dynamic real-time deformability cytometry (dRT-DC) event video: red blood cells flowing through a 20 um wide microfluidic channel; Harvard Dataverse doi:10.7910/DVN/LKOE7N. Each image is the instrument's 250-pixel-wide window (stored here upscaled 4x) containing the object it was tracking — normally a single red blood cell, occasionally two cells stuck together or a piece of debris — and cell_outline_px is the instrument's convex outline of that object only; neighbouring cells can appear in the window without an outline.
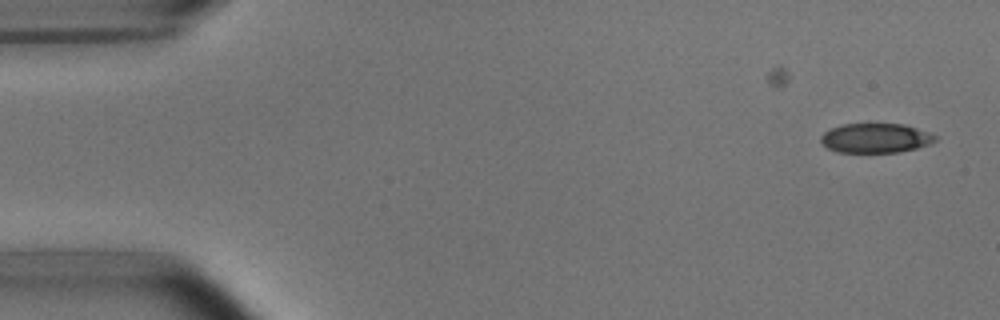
{"species": "common noctule bat (a hibernating species)", "species_latin": "Nyctalus noctula", "temperature_condition": "room temperature", "stored_images_in_passage": 51, "camera_frame_rate_fps": 3000, "um_per_image_px": 0.085, "animal": {"sex": "male", "body_mass_g": 15.6}, "frame": {"image": 1, "passage_image": 1, "time_ms": 0.0, "image_size_px": [1000, 320], "cell_outline_px": [[936, 140], [928, 144], [916, 148], [896, 152], [836, 152], [828, 148], [820, 140], [820, 136], [824, 132], [840, 124], [904, 124], [916, 128], [936, 136]], "centroid_in_image_um": [74.38, 11.73], "position_along_channel_um": 10.6, "area_um2": 19.42}}
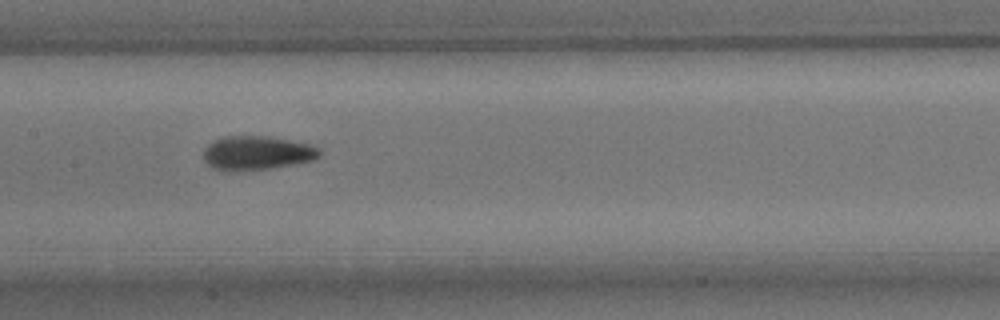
{"frame": {"image": 2, "passage_image": 24, "time_ms": 7.667, "image_size_px": [1000, 320], "cell_outline_px": [[324, 152], [320, 156], [312, 160], [272, 168], [244, 172], [224, 172], [212, 168], [204, 160], [204, 148], [212, 140], [220, 136], [268, 136], [312, 144], [320, 148]], "centroid_in_image_um": [21.82, 13.01], "position_along_channel_um": 185.6, "area_um2": 23.7}}
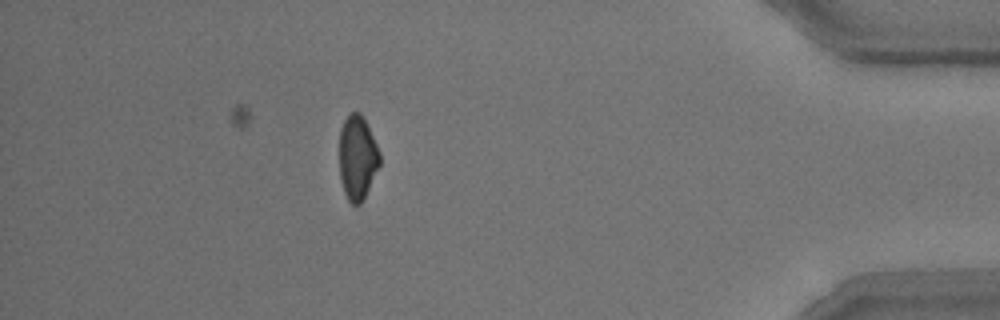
{"frame": {"image": 3, "passage_image": 45, "time_ms": 14.667, "image_size_px": [1000, 320], "cell_outline_px": [[380, 164], [360, 204], [352, 204], [348, 200], [344, 192], [340, 180], [340, 128], [344, 120], [352, 112], [360, 112], [380, 152]], "centroid_in_image_um": [30.36, 13.4], "position_along_channel_um": 404.8, "area_um2": 19.42}, "authors_computed_cell_mechanics": {"area_um2": 21.386, "velocity_mm_per_s": 3.8148, "shape_relaxation_time_tau1_ms": 3.5713, "shape_relaxation_time_tau2_ms": 2.2321, "deformation_change_tau1": 0.1213, "deformation_change_tau2": 0.0678}}